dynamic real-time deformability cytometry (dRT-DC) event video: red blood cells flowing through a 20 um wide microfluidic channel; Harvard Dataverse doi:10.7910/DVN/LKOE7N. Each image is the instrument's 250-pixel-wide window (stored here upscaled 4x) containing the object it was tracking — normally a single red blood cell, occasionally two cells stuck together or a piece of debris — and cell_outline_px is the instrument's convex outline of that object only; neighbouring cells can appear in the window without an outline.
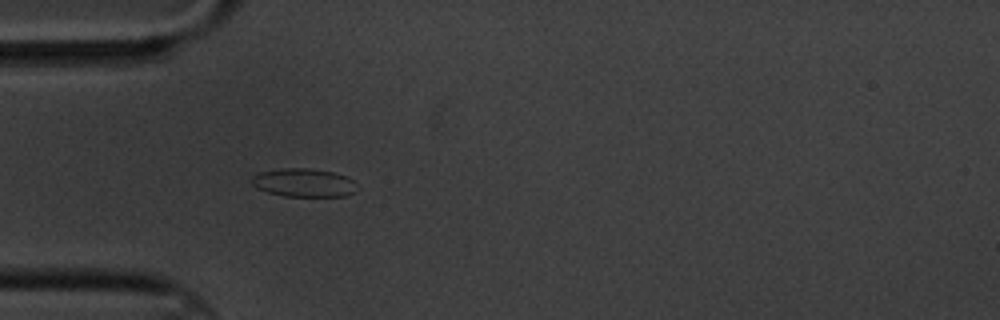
{"species": "common noctule bat (a hibernating species)", "species_latin": "Nyctalus noctula", "temperature_condition": "cold", "stored_images_in_passage": 1, "camera_frame_rate_fps": 3000, "um_per_image_px": 0.085, "animal": {"sex": "male", "body_mass_g": 20.1, "forearm_length_mm": 53.5}, "frame": {"image": 1, "passage_image": 1, "time_ms": 0.0, "image_size_px": [1000, 320], "cell_outline_px": [[360, 188], [356, 192], [344, 196], [284, 196], [268, 192], [256, 188], [252, 184], [252, 176], [260, 172], [284, 168], [308, 168], [332, 172], [344, 176], [352, 180]], "centroid_in_image_um": [25.84, 15.54], "position_along_channel_um": 59.2, "area_um2": 17.4}}